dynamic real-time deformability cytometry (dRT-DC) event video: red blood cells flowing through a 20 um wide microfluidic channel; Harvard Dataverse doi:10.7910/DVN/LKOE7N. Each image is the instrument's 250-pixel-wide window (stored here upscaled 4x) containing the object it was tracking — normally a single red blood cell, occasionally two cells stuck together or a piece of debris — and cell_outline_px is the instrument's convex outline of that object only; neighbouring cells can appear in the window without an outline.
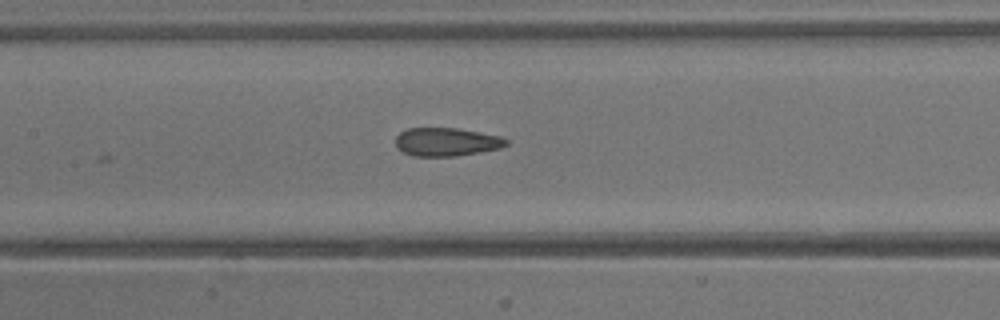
{"species": "common noctule bat (a hibernating species)", "species_latin": "Nyctalus noctula", "temperature_condition": "warm", "stored_images_in_passage": 18, "camera_frame_rate_fps": 3000, "um_per_image_px": 0.085, "animal": {"sex": "male", "body_mass_g": 13.3}, "frame": {"image": 1, "passage_image": 18, "time_ms": 5.667, "image_size_px": [1000, 320], "cell_outline_px": [[508, 144], [500, 148], [480, 152], [456, 156], [412, 156], [396, 148], [396, 136], [400, 132], [408, 128], [460, 128], [500, 136], [508, 140]], "centroid_in_image_um": [37.94, 12.06], "position_along_channel_um": 169.5, "area_um2": 18.38}}